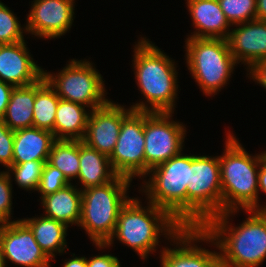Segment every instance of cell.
I'll return each mask as SVG.
<instances>
[{"mask_svg": "<svg viewBox=\"0 0 266 267\" xmlns=\"http://www.w3.org/2000/svg\"><path fill=\"white\" fill-rule=\"evenodd\" d=\"M237 212L211 218L202 227V241L220 250L222 267H259L266 258V211L246 210L250 216L234 227L229 218Z\"/></svg>", "mask_w": 266, "mask_h": 267, "instance_id": "obj_1", "label": "cell"}, {"mask_svg": "<svg viewBox=\"0 0 266 267\" xmlns=\"http://www.w3.org/2000/svg\"><path fill=\"white\" fill-rule=\"evenodd\" d=\"M134 47L135 79L147 102H137L130 108L134 111L174 113L178 98L175 61L145 37H141Z\"/></svg>", "mask_w": 266, "mask_h": 267, "instance_id": "obj_2", "label": "cell"}, {"mask_svg": "<svg viewBox=\"0 0 266 267\" xmlns=\"http://www.w3.org/2000/svg\"><path fill=\"white\" fill-rule=\"evenodd\" d=\"M147 204L142 207L138 197L130 198L120 209L113 235L106 243H95L97 249L111 246L117 238L146 260L151 252L153 254L156 251L160 236L165 235L169 240L181 231L183 226L165 209L149 201Z\"/></svg>", "mask_w": 266, "mask_h": 267, "instance_id": "obj_3", "label": "cell"}, {"mask_svg": "<svg viewBox=\"0 0 266 267\" xmlns=\"http://www.w3.org/2000/svg\"><path fill=\"white\" fill-rule=\"evenodd\" d=\"M225 149L219 156L222 212L244 209L261 211L258 174L260 154L250 155L229 131Z\"/></svg>", "mask_w": 266, "mask_h": 267, "instance_id": "obj_4", "label": "cell"}, {"mask_svg": "<svg viewBox=\"0 0 266 267\" xmlns=\"http://www.w3.org/2000/svg\"><path fill=\"white\" fill-rule=\"evenodd\" d=\"M132 180L117 175L111 182L82 189L81 217L79 226L94 243H106L113 235L118 215L127 196Z\"/></svg>", "mask_w": 266, "mask_h": 267, "instance_id": "obj_5", "label": "cell"}, {"mask_svg": "<svg viewBox=\"0 0 266 267\" xmlns=\"http://www.w3.org/2000/svg\"><path fill=\"white\" fill-rule=\"evenodd\" d=\"M191 155L180 154L154 168L147 175L142 190L146 199L165 209L179 224L187 227V185L189 184ZM146 183V184H145ZM145 188V189H144Z\"/></svg>", "mask_w": 266, "mask_h": 267, "instance_id": "obj_6", "label": "cell"}, {"mask_svg": "<svg viewBox=\"0 0 266 267\" xmlns=\"http://www.w3.org/2000/svg\"><path fill=\"white\" fill-rule=\"evenodd\" d=\"M187 68L206 96L224 87L237 65L228 41L220 38L188 37L185 41Z\"/></svg>", "mask_w": 266, "mask_h": 267, "instance_id": "obj_7", "label": "cell"}, {"mask_svg": "<svg viewBox=\"0 0 266 267\" xmlns=\"http://www.w3.org/2000/svg\"><path fill=\"white\" fill-rule=\"evenodd\" d=\"M222 213L219 156L191 155L187 185V227L202 228Z\"/></svg>", "mask_w": 266, "mask_h": 267, "instance_id": "obj_8", "label": "cell"}, {"mask_svg": "<svg viewBox=\"0 0 266 267\" xmlns=\"http://www.w3.org/2000/svg\"><path fill=\"white\" fill-rule=\"evenodd\" d=\"M92 64L85 59H72L57 74L53 75L45 70L44 77L60 99L94 110L104 106L109 100L105 98L103 76Z\"/></svg>", "mask_w": 266, "mask_h": 267, "instance_id": "obj_9", "label": "cell"}, {"mask_svg": "<svg viewBox=\"0 0 266 267\" xmlns=\"http://www.w3.org/2000/svg\"><path fill=\"white\" fill-rule=\"evenodd\" d=\"M172 114L144 112L145 177L150 169L183 151L187 130L183 123L171 120Z\"/></svg>", "mask_w": 266, "mask_h": 267, "instance_id": "obj_10", "label": "cell"}, {"mask_svg": "<svg viewBox=\"0 0 266 267\" xmlns=\"http://www.w3.org/2000/svg\"><path fill=\"white\" fill-rule=\"evenodd\" d=\"M144 147V111L132 110L122 120L117 143L109 157L113 171L131 180L136 176L144 178Z\"/></svg>", "mask_w": 266, "mask_h": 267, "instance_id": "obj_11", "label": "cell"}, {"mask_svg": "<svg viewBox=\"0 0 266 267\" xmlns=\"http://www.w3.org/2000/svg\"><path fill=\"white\" fill-rule=\"evenodd\" d=\"M34 2V3H33ZM74 0H34L26 19L27 33L55 39L67 33L74 16Z\"/></svg>", "mask_w": 266, "mask_h": 267, "instance_id": "obj_12", "label": "cell"}, {"mask_svg": "<svg viewBox=\"0 0 266 267\" xmlns=\"http://www.w3.org/2000/svg\"><path fill=\"white\" fill-rule=\"evenodd\" d=\"M0 239L5 263L10 260L21 267H50V259L21 219L1 223Z\"/></svg>", "mask_w": 266, "mask_h": 267, "instance_id": "obj_13", "label": "cell"}, {"mask_svg": "<svg viewBox=\"0 0 266 267\" xmlns=\"http://www.w3.org/2000/svg\"><path fill=\"white\" fill-rule=\"evenodd\" d=\"M202 242V228L183 227L171 239L174 248L164 247L160 252L161 267H222L219 252L198 247Z\"/></svg>", "mask_w": 266, "mask_h": 267, "instance_id": "obj_14", "label": "cell"}, {"mask_svg": "<svg viewBox=\"0 0 266 267\" xmlns=\"http://www.w3.org/2000/svg\"><path fill=\"white\" fill-rule=\"evenodd\" d=\"M132 111L108 101L104 106L90 111L83 142L110 157L118 140L122 120Z\"/></svg>", "mask_w": 266, "mask_h": 267, "instance_id": "obj_15", "label": "cell"}, {"mask_svg": "<svg viewBox=\"0 0 266 267\" xmlns=\"http://www.w3.org/2000/svg\"><path fill=\"white\" fill-rule=\"evenodd\" d=\"M24 41L0 45V80L14 87L27 86L44 76Z\"/></svg>", "mask_w": 266, "mask_h": 267, "instance_id": "obj_16", "label": "cell"}, {"mask_svg": "<svg viewBox=\"0 0 266 267\" xmlns=\"http://www.w3.org/2000/svg\"><path fill=\"white\" fill-rule=\"evenodd\" d=\"M227 38L230 51L237 64L242 62L248 70L255 62L266 58V21L254 19L235 24Z\"/></svg>", "mask_w": 266, "mask_h": 267, "instance_id": "obj_17", "label": "cell"}, {"mask_svg": "<svg viewBox=\"0 0 266 267\" xmlns=\"http://www.w3.org/2000/svg\"><path fill=\"white\" fill-rule=\"evenodd\" d=\"M186 3L196 29L188 37L227 40L232 25L226 19L218 0H187Z\"/></svg>", "mask_w": 266, "mask_h": 267, "instance_id": "obj_18", "label": "cell"}, {"mask_svg": "<svg viewBox=\"0 0 266 267\" xmlns=\"http://www.w3.org/2000/svg\"><path fill=\"white\" fill-rule=\"evenodd\" d=\"M55 141L52 132L35 127L14 131L13 164L29 161H48Z\"/></svg>", "mask_w": 266, "mask_h": 267, "instance_id": "obj_19", "label": "cell"}, {"mask_svg": "<svg viewBox=\"0 0 266 267\" xmlns=\"http://www.w3.org/2000/svg\"><path fill=\"white\" fill-rule=\"evenodd\" d=\"M43 76L39 81L14 87L9 103L2 118L3 122L13 131L33 127V109L36 92L46 83Z\"/></svg>", "mask_w": 266, "mask_h": 267, "instance_id": "obj_20", "label": "cell"}, {"mask_svg": "<svg viewBox=\"0 0 266 267\" xmlns=\"http://www.w3.org/2000/svg\"><path fill=\"white\" fill-rule=\"evenodd\" d=\"M79 189L71 183L40 198L46 213L43 216L62 222L68 227L74 224L79 227L82 201V192Z\"/></svg>", "mask_w": 266, "mask_h": 267, "instance_id": "obj_21", "label": "cell"}, {"mask_svg": "<svg viewBox=\"0 0 266 267\" xmlns=\"http://www.w3.org/2000/svg\"><path fill=\"white\" fill-rule=\"evenodd\" d=\"M79 183L83 189L102 186L111 182L117 174L113 171L109 157L79 140Z\"/></svg>", "mask_w": 266, "mask_h": 267, "instance_id": "obj_22", "label": "cell"}, {"mask_svg": "<svg viewBox=\"0 0 266 267\" xmlns=\"http://www.w3.org/2000/svg\"><path fill=\"white\" fill-rule=\"evenodd\" d=\"M86 106L59 100L54 124L55 140H83L87 130L91 110Z\"/></svg>", "mask_w": 266, "mask_h": 267, "instance_id": "obj_23", "label": "cell"}, {"mask_svg": "<svg viewBox=\"0 0 266 267\" xmlns=\"http://www.w3.org/2000/svg\"><path fill=\"white\" fill-rule=\"evenodd\" d=\"M33 232L36 242L46 256L53 260L55 253H64L67 248L68 226L45 216L21 219Z\"/></svg>", "mask_w": 266, "mask_h": 267, "instance_id": "obj_24", "label": "cell"}, {"mask_svg": "<svg viewBox=\"0 0 266 267\" xmlns=\"http://www.w3.org/2000/svg\"><path fill=\"white\" fill-rule=\"evenodd\" d=\"M47 162L58 168L69 181L77 179L80 167L79 140H55Z\"/></svg>", "mask_w": 266, "mask_h": 267, "instance_id": "obj_25", "label": "cell"}, {"mask_svg": "<svg viewBox=\"0 0 266 267\" xmlns=\"http://www.w3.org/2000/svg\"><path fill=\"white\" fill-rule=\"evenodd\" d=\"M60 98L46 82L37 92L33 109V127L47 130L54 135L56 109Z\"/></svg>", "mask_w": 266, "mask_h": 267, "instance_id": "obj_26", "label": "cell"}, {"mask_svg": "<svg viewBox=\"0 0 266 267\" xmlns=\"http://www.w3.org/2000/svg\"><path fill=\"white\" fill-rule=\"evenodd\" d=\"M47 161H29L20 164H13L6 172L14 176V180L18 187L27 191H37L42 170Z\"/></svg>", "mask_w": 266, "mask_h": 267, "instance_id": "obj_27", "label": "cell"}, {"mask_svg": "<svg viewBox=\"0 0 266 267\" xmlns=\"http://www.w3.org/2000/svg\"><path fill=\"white\" fill-rule=\"evenodd\" d=\"M218 2L232 27L256 19V0H218Z\"/></svg>", "mask_w": 266, "mask_h": 267, "instance_id": "obj_28", "label": "cell"}, {"mask_svg": "<svg viewBox=\"0 0 266 267\" xmlns=\"http://www.w3.org/2000/svg\"><path fill=\"white\" fill-rule=\"evenodd\" d=\"M19 22L9 7L0 1V45L24 41L26 28H22Z\"/></svg>", "mask_w": 266, "mask_h": 267, "instance_id": "obj_29", "label": "cell"}, {"mask_svg": "<svg viewBox=\"0 0 266 267\" xmlns=\"http://www.w3.org/2000/svg\"><path fill=\"white\" fill-rule=\"evenodd\" d=\"M71 183L58 168L46 162L42 170L41 181L37 191L42 198L45 195L63 189Z\"/></svg>", "mask_w": 266, "mask_h": 267, "instance_id": "obj_30", "label": "cell"}, {"mask_svg": "<svg viewBox=\"0 0 266 267\" xmlns=\"http://www.w3.org/2000/svg\"><path fill=\"white\" fill-rule=\"evenodd\" d=\"M12 176L0 171V224L11 222L12 214Z\"/></svg>", "mask_w": 266, "mask_h": 267, "instance_id": "obj_31", "label": "cell"}, {"mask_svg": "<svg viewBox=\"0 0 266 267\" xmlns=\"http://www.w3.org/2000/svg\"><path fill=\"white\" fill-rule=\"evenodd\" d=\"M14 131L0 119V164L5 168L13 165Z\"/></svg>", "mask_w": 266, "mask_h": 267, "instance_id": "obj_32", "label": "cell"}, {"mask_svg": "<svg viewBox=\"0 0 266 267\" xmlns=\"http://www.w3.org/2000/svg\"><path fill=\"white\" fill-rule=\"evenodd\" d=\"M87 267H121L117 257L110 254L92 256L87 259Z\"/></svg>", "mask_w": 266, "mask_h": 267, "instance_id": "obj_33", "label": "cell"}, {"mask_svg": "<svg viewBox=\"0 0 266 267\" xmlns=\"http://www.w3.org/2000/svg\"><path fill=\"white\" fill-rule=\"evenodd\" d=\"M249 77L266 89V58L255 62L248 70Z\"/></svg>", "mask_w": 266, "mask_h": 267, "instance_id": "obj_34", "label": "cell"}, {"mask_svg": "<svg viewBox=\"0 0 266 267\" xmlns=\"http://www.w3.org/2000/svg\"><path fill=\"white\" fill-rule=\"evenodd\" d=\"M14 86L0 80V119L3 118Z\"/></svg>", "mask_w": 266, "mask_h": 267, "instance_id": "obj_35", "label": "cell"}, {"mask_svg": "<svg viewBox=\"0 0 266 267\" xmlns=\"http://www.w3.org/2000/svg\"><path fill=\"white\" fill-rule=\"evenodd\" d=\"M258 190H261L266 194V154L265 152L260 153ZM261 211H266V205L264 207L261 206Z\"/></svg>", "mask_w": 266, "mask_h": 267, "instance_id": "obj_36", "label": "cell"}, {"mask_svg": "<svg viewBox=\"0 0 266 267\" xmlns=\"http://www.w3.org/2000/svg\"><path fill=\"white\" fill-rule=\"evenodd\" d=\"M63 267H87V258L86 257H75L65 260Z\"/></svg>", "mask_w": 266, "mask_h": 267, "instance_id": "obj_37", "label": "cell"}, {"mask_svg": "<svg viewBox=\"0 0 266 267\" xmlns=\"http://www.w3.org/2000/svg\"><path fill=\"white\" fill-rule=\"evenodd\" d=\"M256 19L266 21V0H256Z\"/></svg>", "mask_w": 266, "mask_h": 267, "instance_id": "obj_38", "label": "cell"}, {"mask_svg": "<svg viewBox=\"0 0 266 267\" xmlns=\"http://www.w3.org/2000/svg\"><path fill=\"white\" fill-rule=\"evenodd\" d=\"M7 264L5 263L4 260V255H3V247H2V242L0 239V267H7Z\"/></svg>", "mask_w": 266, "mask_h": 267, "instance_id": "obj_39", "label": "cell"}]
</instances>
